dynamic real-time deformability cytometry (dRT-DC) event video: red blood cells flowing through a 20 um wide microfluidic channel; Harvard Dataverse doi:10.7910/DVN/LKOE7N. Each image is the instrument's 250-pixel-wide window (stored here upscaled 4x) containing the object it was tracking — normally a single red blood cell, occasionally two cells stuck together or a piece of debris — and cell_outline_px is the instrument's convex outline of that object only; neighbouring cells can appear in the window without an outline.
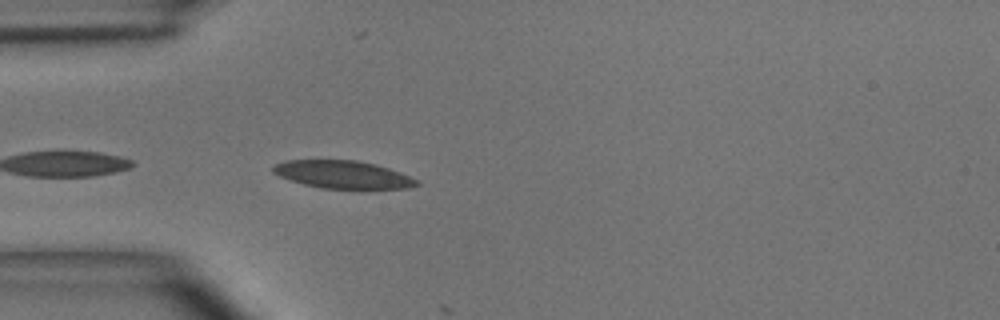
{"species": "common noctule bat (a hibernating species)", "species_latin": "Nyctalus noctula", "temperature_condition": "room temperature", "stored_images_in_passage": 3, "camera_frame_rate_fps": 3000, "um_per_image_px": 0.085, "animal": {"sex": "male", "body_mass_g": 15.6}, "frame": {"image": 1, "passage_image": 2, "time_ms": 0.333, "image_size_px": [1000, 320], "cell_outline_px": [[420, 184], [408, 188], [320, 188], [304, 184], [280, 176], [272, 172], [272, 168], [276, 164], [284, 160], [356, 160], [376, 164], [400, 172], [416, 180]], "centroid_in_image_um": [29.12, 14.82], "position_along_channel_um": 55.9, "area_um2": 22.89}}